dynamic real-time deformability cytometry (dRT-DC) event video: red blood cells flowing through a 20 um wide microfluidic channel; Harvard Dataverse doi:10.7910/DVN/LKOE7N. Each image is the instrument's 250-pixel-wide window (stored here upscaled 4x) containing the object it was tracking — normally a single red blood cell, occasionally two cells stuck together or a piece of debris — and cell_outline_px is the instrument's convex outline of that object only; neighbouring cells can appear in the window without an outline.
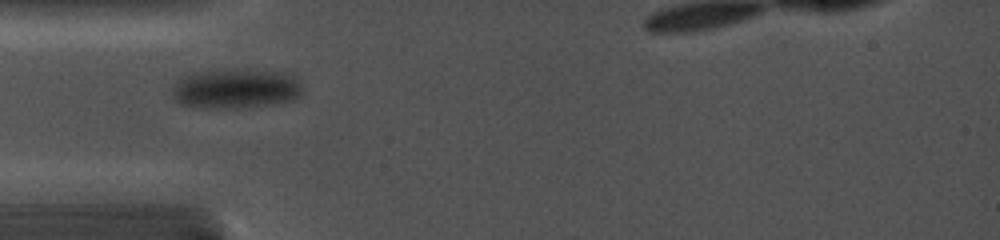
{"species": "common noctule bat (a hibernating species)", "species_latin": "Nyctalus noctula", "temperature_condition": "cold", "stored_images_in_passage": 28, "camera_frame_rate_fps": 5000, "um_per_image_px": 0.085, "animal": {"sex": "female", "body_mass_g": 19.0, "forearm_length_mm": 56.7}, "frame": {"image": 1, "passage_image": 1, "time_ms": 0.0, "image_size_px": [1000, 240], "cell_outline_px": [[304, 88], [300, 96], [292, 100], [272, 104], [240, 108], [212, 108], [180, 104], [176, 100], [172, 92], [172, 88], [176, 80], [180, 76], [192, 72], [220, 68], [248, 68], [280, 72], [300, 76]], "centroid_in_image_um": [20.08, 7.48], "position_along_channel_um": 64.9, "area_um2": 31.39}}
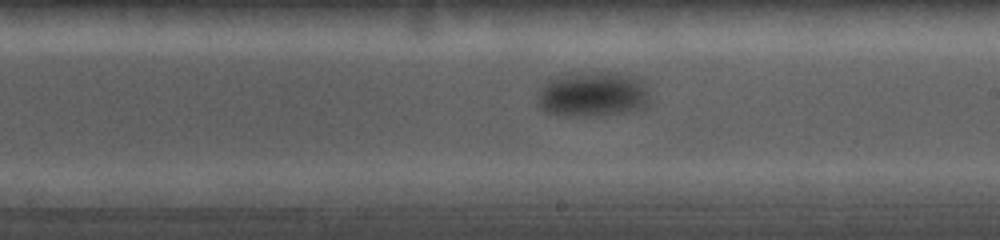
{"frame": {"image": 2, "passage_image": 11, "time_ms": 4.8, "image_size_px": [1000, 240], "cell_outline_px": [[648, 104], [644, 108], [632, 112], [604, 116], [564, 116], [544, 112], [540, 108], [540, 88], [548, 80], [556, 76], [568, 72], [616, 72], [640, 76], [648, 88]], "centroid_in_image_um": [50.45, 8.01], "position_along_channel_um": 238.6, "area_um2": 30.52}}
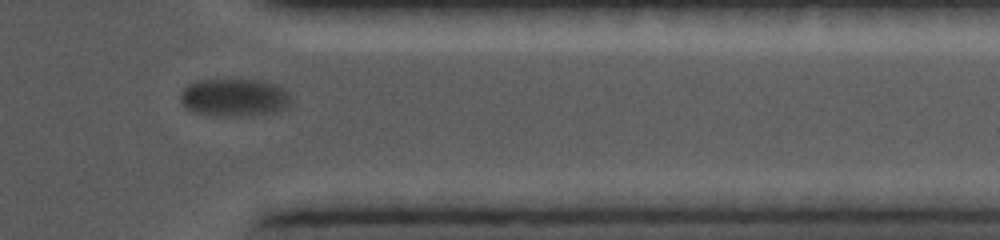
{"frame": {"image": 3, "passage_image": 24, "time_ms": 9.0, "image_size_px": [1000, 240], "cell_outline_px": [[288, 108], [276, 112], [216, 116], [212, 116], [192, 112], [180, 100], [180, 96], [184, 88], [188, 84], [200, 80], [256, 80], [272, 84], [284, 88], [288, 96]], "centroid_in_image_um": [19.87, 8.29], "position_along_channel_um": 391.5, "area_um2": 23.76}}